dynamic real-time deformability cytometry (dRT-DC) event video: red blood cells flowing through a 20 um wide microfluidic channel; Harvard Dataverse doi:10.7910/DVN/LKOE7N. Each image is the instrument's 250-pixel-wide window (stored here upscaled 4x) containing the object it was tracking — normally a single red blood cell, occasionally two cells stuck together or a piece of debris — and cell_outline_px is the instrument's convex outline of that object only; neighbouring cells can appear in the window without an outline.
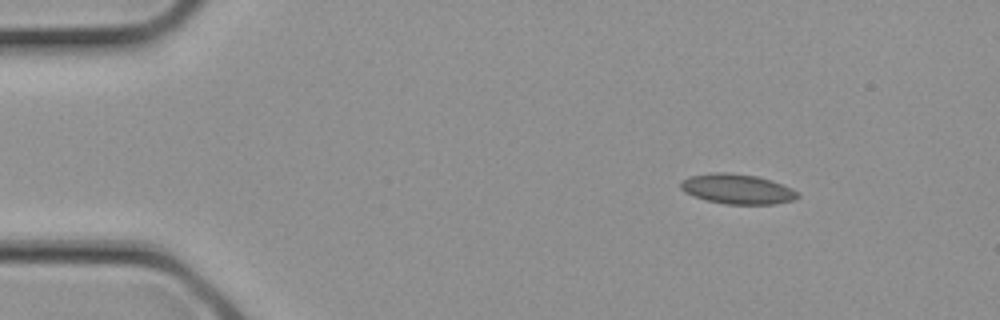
{"species": "common noctule bat (a hibernating species)", "species_latin": "Nyctalus noctula", "temperature_condition": "cold", "stored_images_in_passage": 18, "camera_frame_rate_fps": 3000, "um_per_image_px": 0.085, "animal": {"sex": "female", "body_mass_g": 21.9}, "frame": {"image": 1, "passage_image": 3, "time_ms": 0.667, "image_size_px": [1000, 320], "cell_outline_px": [[800, 196], [792, 200], [776, 204], [724, 204], [708, 200], [684, 192], [680, 188], [680, 180], [688, 176], [708, 172], [728, 172], [756, 176], [772, 180], [792, 188], [800, 192]], "centroid_in_image_um": [62.66, 16.05], "position_along_channel_um": 22.3, "area_um2": 20.63}}
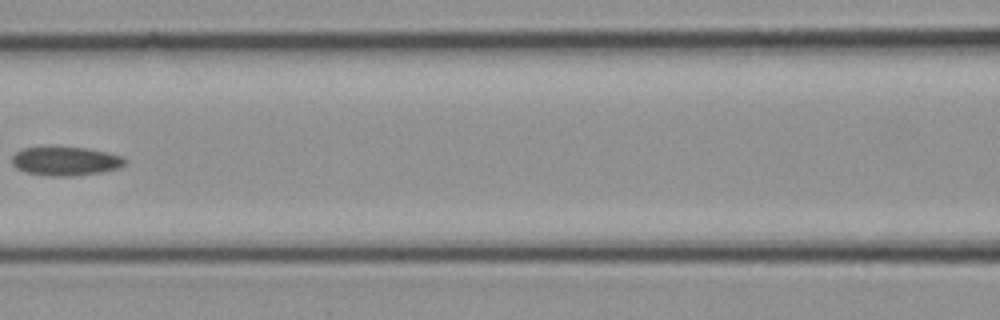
{"frame": {"image": 2, "passage_image": 12, "time_ms": 3.667, "image_size_px": [1000, 320], "cell_outline_px": [[128, 160], [120, 168], [100, 172], [72, 176], [48, 176], [24, 172], [16, 168], [12, 164], [12, 156], [16, 152], [24, 148], [48, 144], [52, 144], [88, 148], [108, 152], [124, 156]], "centroid_in_image_um": [5.55, 13.65], "position_along_channel_um": 161.0, "area_um2": 19.94}}
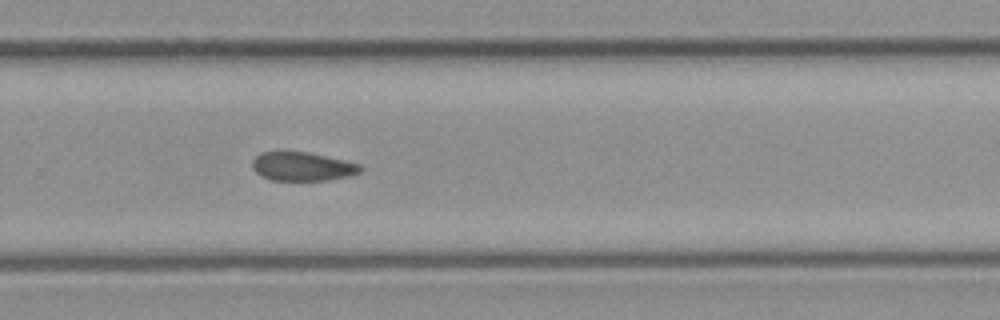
{"frame": {"image": 3, "passage_image": 18, "time_ms": 5.667, "image_size_px": [1000, 320], "cell_outline_px": [[364, 168], [360, 172], [348, 176], [328, 180], [272, 180], [260, 176], [252, 168], [252, 160], [260, 152], [276, 148], [288, 148], [308, 152], [344, 160], [360, 164]], "centroid_in_image_um": [25.62, 14.09], "position_along_channel_um": 304.2, "area_um2": 18.96}}